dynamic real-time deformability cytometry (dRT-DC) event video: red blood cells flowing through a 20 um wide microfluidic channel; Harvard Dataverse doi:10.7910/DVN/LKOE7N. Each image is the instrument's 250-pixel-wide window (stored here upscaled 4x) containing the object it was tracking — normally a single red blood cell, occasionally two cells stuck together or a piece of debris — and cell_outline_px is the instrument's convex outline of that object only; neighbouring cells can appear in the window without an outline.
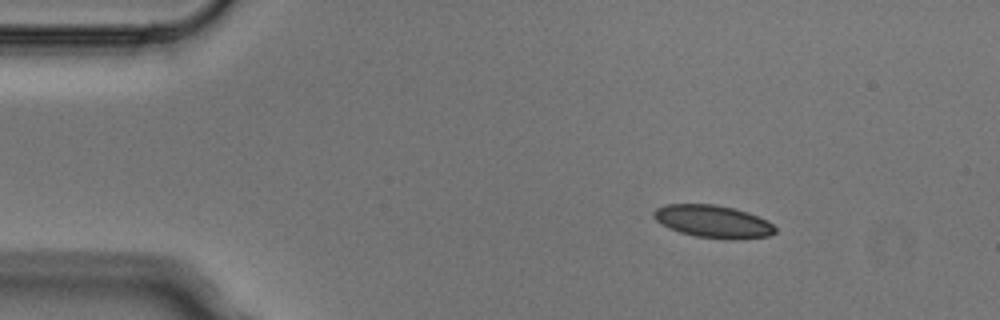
{"species": "Egyptian fruit bat (a non-hibernating species)", "species_latin": "Rousettus aegyptiacus", "temperature_condition": "cold", "stored_images_in_passage": 3, "camera_frame_rate_fps": 3000, "um_per_image_px": 0.085, "animal": {"sex": "male"}, "frame": {"image": 1, "passage_image": 1, "time_ms": 0.0, "image_size_px": [1000, 320], "cell_outline_px": [[776, 232], [768, 236], [728, 240], [696, 236], [680, 232], [668, 228], [660, 224], [652, 216], [652, 212], [656, 208], [664, 204], [716, 204], [748, 212], [768, 220], [776, 228]], "centroid_in_image_um": [60.58, 18.82], "position_along_channel_um": 24.4, "area_um2": 23.24}}
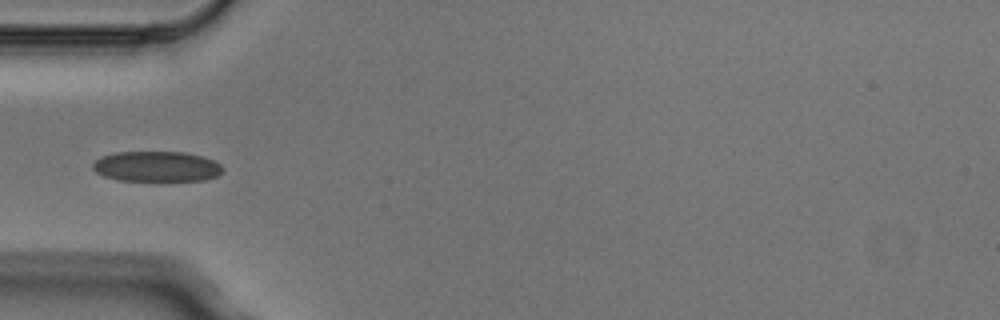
{"frame": {"image": 2, "passage_image": 3, "time_ms": 0.667, "image_size_px": [1000, 320], "cell_outline_px": [[224, 168], [216, 176], [204, 180], [116, 180], [104, 176], [96, 172], [92, 168], [92, 164], [96, 160], [104, 156], [116, 152], [184, 152], [204, 156], [220, 164]], "centroid_in_image_um": [13.31, 14.14], "position_along_channel_um": 71.7, "area_um2": 22.83}}